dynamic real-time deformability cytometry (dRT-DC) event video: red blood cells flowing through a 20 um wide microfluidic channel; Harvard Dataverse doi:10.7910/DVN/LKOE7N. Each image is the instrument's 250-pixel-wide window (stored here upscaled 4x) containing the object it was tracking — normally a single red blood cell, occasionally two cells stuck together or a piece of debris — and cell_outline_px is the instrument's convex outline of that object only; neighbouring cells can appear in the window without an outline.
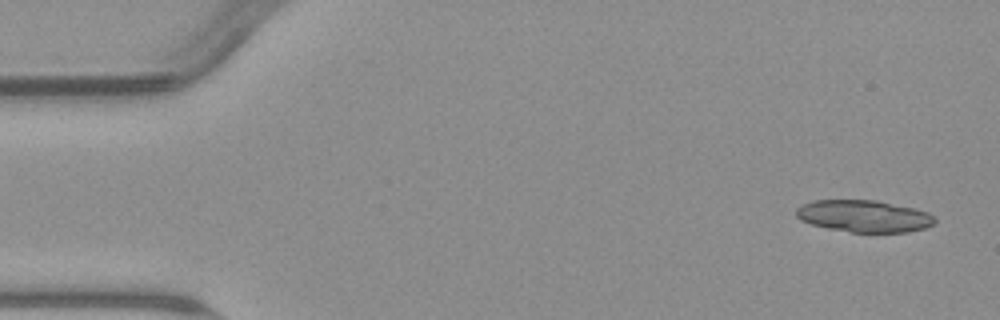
{"species": "common noctule bat (a hibernating species)", "species_latin": "Nyctalus noctula", "temperature_condition": "warm", "stored_images_in_passage": 5, "camera_frame_rate_fps": 3000, "um_per_image_px": 0.085, "animal": {"sex": "male", "body_mass_g": 23.1, "forearm_length_mm": 52.7}, "frame": {"image": 1, "passage_image": 1, "time_ms": 0.0, "image_size_px": [1000, 320], "cell_outline_px": [[936, 220], [932, 224], [924, 228], [908, 232], [852, 232], [828, 228], [812, 224], [800, 220], [796, 216], [796, 208], [800, 204], [812, 200], [876, 200], [916, 208], [928, 212]], "centroid_in_image_um": [73.41, 18.36], "position_along_channel_um": 11.6, "area_um2": 25.89}}